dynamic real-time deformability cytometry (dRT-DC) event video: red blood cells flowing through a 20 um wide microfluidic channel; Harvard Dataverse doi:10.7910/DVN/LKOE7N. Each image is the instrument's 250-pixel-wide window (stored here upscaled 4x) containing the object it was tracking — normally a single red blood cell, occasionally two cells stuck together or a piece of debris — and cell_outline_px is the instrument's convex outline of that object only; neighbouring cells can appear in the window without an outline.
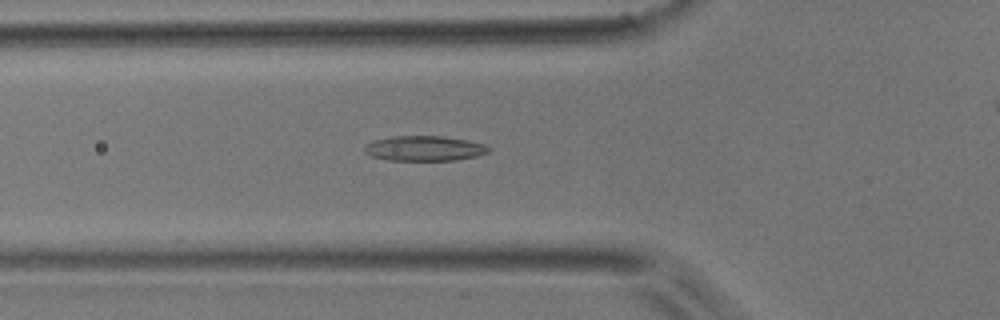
{"species": "common noctule bat (a hibernating species)", "species_latin": "Nyctalus noctula", "temperature_condition": "room temperature", "stored_images_in_passage": 33, "camera_frame_rate_fps": 3000, "um_per_image_px": 0.085, "animal": {"sex": "male", "body_mass_g": 17.9}, "frame": {"image": 1, "passage_image": 6, "time_ms": 1.667, "image_size_px": [1000, 320], "cell_outline_px": [[492, 148], [488, 152], [476, 156], [456, 160], [388, 160], [372, 156], [364, 152], [364, 144], [376, 140], [392, 136], [440, 136], [468, 140], [484, 144]], "centroid_in_image_um": [36.07, 12.61], "position_along_channel_um": 89.7, "area_um2": 18.09}}
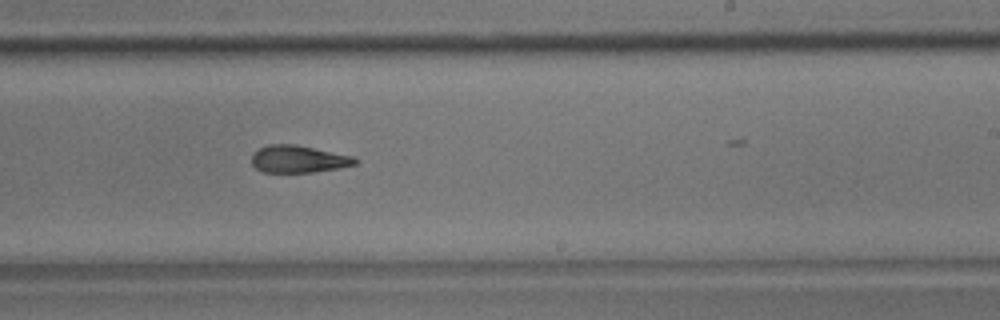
{"frame": {"image": 2, "passage_image": 19, "time_ms": 6.0, "image_size_px": [1000, 320], "cell_outline_px": [[360, 160], [356, 164], [340, 168], [312, 172], [260, 172], [252, 164], [252, 152], [268, 144], [292, 144], [356, 156]], "centroid_in_image_um": [25.39, 13.52], "position_along_channel_um": 263.6, "area_um2": 16.59}}
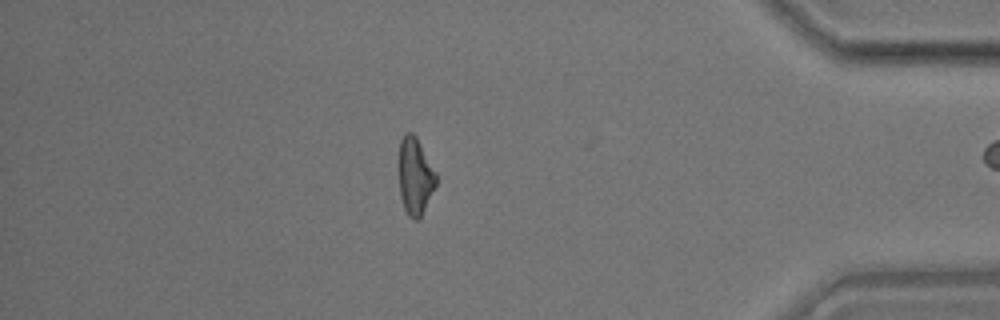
{"frame": {"image": 3, "passage_image": 32, "time_ms": 10.333, "image_size_px": [1000, 320], "cell_outline_px": [[436, 184], [420, 216], [416, 220], [408, 216], [404, 208], [400, 196], [400, 140], [408, 132], [412, 132], [416, 136], [436, 172]], "centroid_in_image_um": [35.29, 14.96], "position_along_channel_um": 399.9, "area_um2": 16.18}}